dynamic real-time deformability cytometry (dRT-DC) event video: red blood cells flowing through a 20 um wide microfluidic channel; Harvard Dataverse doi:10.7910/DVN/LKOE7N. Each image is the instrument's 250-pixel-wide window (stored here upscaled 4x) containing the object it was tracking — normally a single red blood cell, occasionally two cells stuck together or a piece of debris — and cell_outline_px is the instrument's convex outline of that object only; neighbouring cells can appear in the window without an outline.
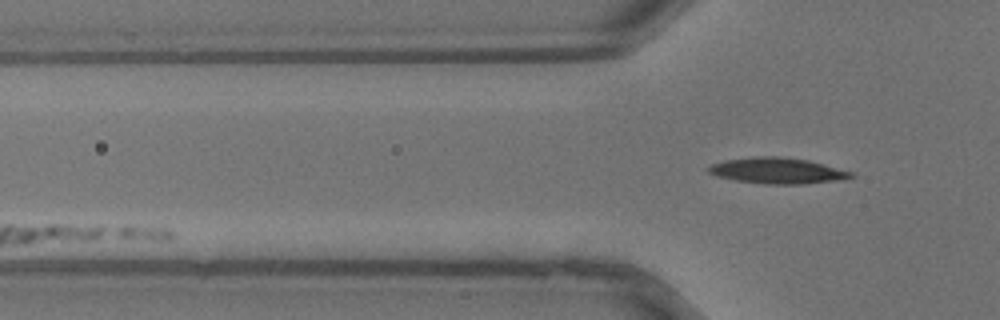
{"species": "common noctule bat (a hibernating species)", "species_latin": "Nyctalus noctula", "temperature_condition": "warm", "stored_images_in_passage": 11, "segment_of_instrument_passage": [2, 2], "camera_frame_rate_fps": 3000, "um_per_image_px": 0.085, "animal": {"sex": "male", "body_mass_g": 13.3}, "frame": {"image": 1, "passage_image": 11, "time_ms": 3.333, "image_size_px": [1000, 320], "cell_outline_px": [[856, 176], [836, 180], [804, 184], [764, 184], [736, 180], [716, 176], [708, 172], [708, 168], [712, 164], [724, 160], [756, 156], [780, 156], [808, 160], [824, 164], [852, 172]], "centroid_in_image_um": [66.06, 14.5], "position_along_channel_um": 59.7, "area_um2": 21.44}}